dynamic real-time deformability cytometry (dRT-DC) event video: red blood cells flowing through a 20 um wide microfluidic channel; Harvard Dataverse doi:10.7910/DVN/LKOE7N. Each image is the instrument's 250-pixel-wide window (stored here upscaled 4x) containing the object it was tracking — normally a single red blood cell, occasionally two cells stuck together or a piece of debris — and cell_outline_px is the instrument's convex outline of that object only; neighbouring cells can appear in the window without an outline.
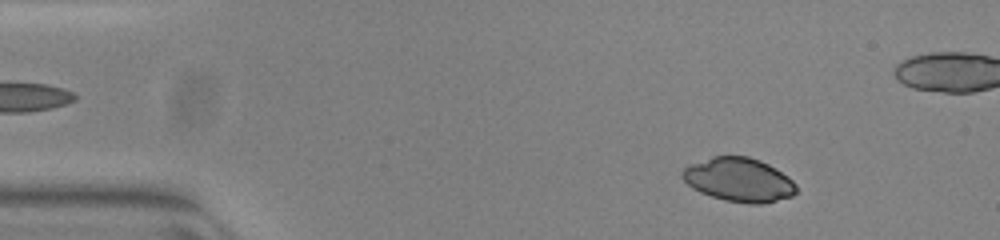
{"species": "common noctule bat (a hibernating species)", "species_latin": "Nyctalus noctula", "temperature_condition": "warm", "stored_images_in_passage": 45, "camera_frame_rate_fps": 3000, "um_per_image_px": 0.085, "animal": {"sex": "female", "body_mass_g": 23.0, "forearm_length_mm": 53.4}, "frame": {"image": 1, "passage_image": 5, "time_ms": 1.333, "image_size_px": [1000, 240], "cell_outline_px": [[796, 192], [792, 196], [764, 204], [748, 204], [724, 200], [700, 192], [692, 188], [680, 176], [680, 172], [688, 164], [712, 156], [748, 156], [760, 160], [776, 168], [788, 176], [796, 184]], "centroid_in_image_um": [62.79, 15.28], "position_along_channel_um": 22.2, "area_um2": 29.42}}
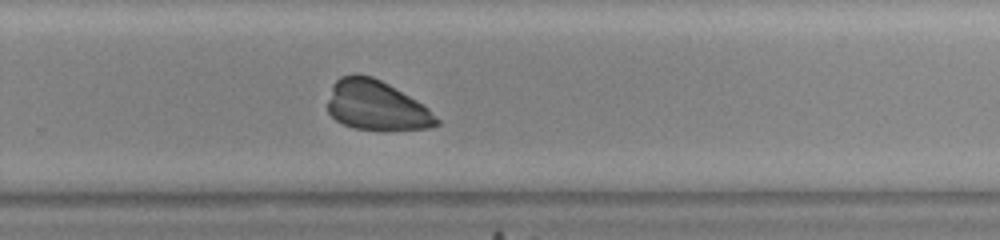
{"frame": {"image": 2, "passage_image": 33, "time_ms": 10.667, "image_size_px": [1000, 240], "cell_outline_px": [[440, 124], [428, 128], [384, 132], [352, 128], [336, 120], [328, 112], [328, 100], [332, 84], [340, 76], [356, 72], [372, 76], [388, 84], [416, 100], [428, 108], [440, 120]], "centroid_in_image_um": [31.98, 8.99], "position_along_channel_um": 297.8, "area_um2": 32.19}}
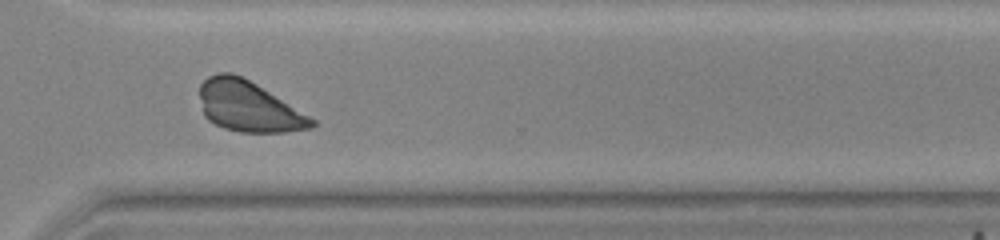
{"frame": {"image": 3, "passage_image": 37, "time_ms": 12.0, "image_size_px": [1000, 240], "cell_outline_px": [[316, 124], [312, 128], [284, 132], [240, 132], [224, 128], [208, 120], [204, 116], [200, 96], [200, 84], [208, 76], [220, 72], [232, 72], [244, 76], [316, 120]], "centroid_in_image_um": [21.12, 9.03], "position_along_channel_um": 349.5, "area_um2": 33.06}}